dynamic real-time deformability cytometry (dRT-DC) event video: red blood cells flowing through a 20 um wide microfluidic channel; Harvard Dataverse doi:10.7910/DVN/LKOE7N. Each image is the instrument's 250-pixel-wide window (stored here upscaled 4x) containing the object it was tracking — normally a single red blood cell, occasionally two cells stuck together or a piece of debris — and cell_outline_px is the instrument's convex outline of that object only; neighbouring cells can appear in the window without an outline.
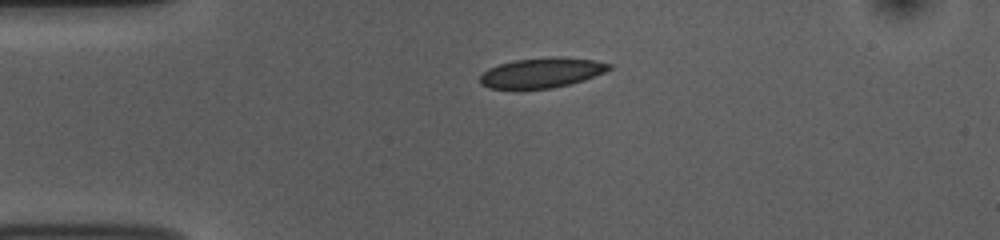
{"species": "common noctule bat (a hibernating species)", "species_latin": "Nyctalus noctula", "temperature_condition": "room temperature", "stored_images_in_passage": 42, "camera_frame_rate_fps": 3000, "um_per_image_px": 0.085, "animal": {"sex": "female", "body_mass_g": 10.0, "forearm_length_mm": 53.1}, "frame": {"image": 1, "passage_image": 1, "time_ms": 0.0, "image_size_px": [1000, 240], "cell_outline_px": [[612, 68], [604, 72], [584, 80], [552, 88], [488, 88], [480, 84], [480, 76], [488, 68], [500, 64], [516, 60], [552, 56], [560, 56], [596, 60], [612, 64]], "centroid_in_image_um": [46.07, 6.16], "position_along_channel_um": 38.9, "area_um2": 22.48}}
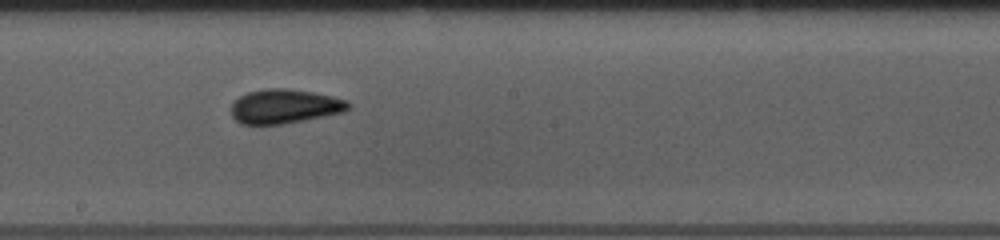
{"frame": {"image": 2, "passage_image": 18, "time_ms": 5.667, "image_size_px": [1000, 240], "cell_outline_px": [[352, 108], [344, 112], [304, 120], [280, 124], [240, 124], [232, 116], [232, 104], [240, 96], [248, 92], [268, 88], [288, 88], [312, 92], [332, 96], [348, 100], [352, 104]], "centroid_in_image_um": [24.24, 9.03], "position_along_channel_um": 224.0, "area_um2": 23.41}}
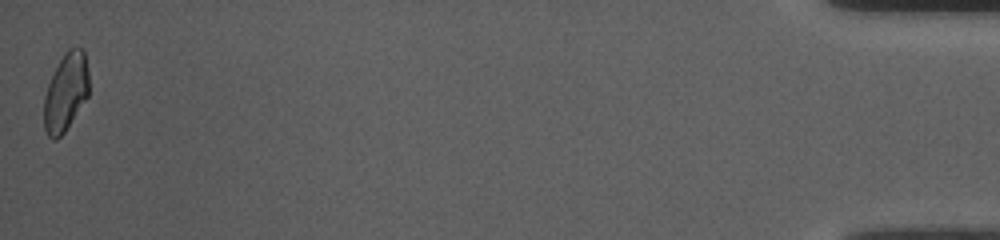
{"frame": {"image": 3, "passage_image": 42, "time_ms": 13.667, "image_size_px": [1000, 240], "cell_outline_px": [[88, 96], [64, 132], [56, 140], [52, 140], [48, 136], [44, 128], [44, 96], [48, 84], [64, 52], [68, 48], [80, 48], [84, 52], [88, 72]], "centroid_in_image_um": [5.58, 7.85], "position_along_channel_um": 429.6, "area_um2": 20.17}, "authors_computed_cell_mechanics": {"area_um2": 21.964, "velocity_mm_per_s": 3.7494, "shape_relaxation_time_tau1_ms": 5.0398, "shape_relaxation_time_tau2_ms": 1.4193, "deformation_change_tau1": 0.1237, "deformation_change_tau2": 0.0773}}